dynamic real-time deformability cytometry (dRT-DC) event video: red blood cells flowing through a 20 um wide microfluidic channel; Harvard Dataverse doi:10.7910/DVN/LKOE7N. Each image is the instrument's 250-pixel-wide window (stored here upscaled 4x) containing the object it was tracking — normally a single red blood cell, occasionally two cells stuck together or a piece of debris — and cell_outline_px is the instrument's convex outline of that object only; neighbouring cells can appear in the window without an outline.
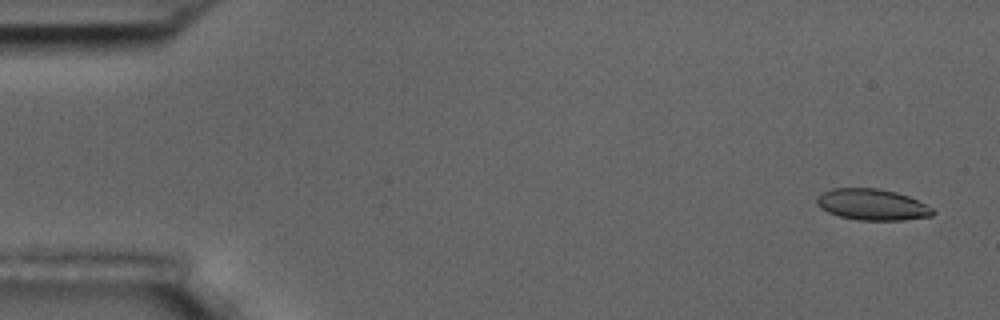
{"species": "common noctule bat (a hibernating species)", "species_latin": "Nyctalus noctula", "temperature_condition": "room temperature", "stored_images_in_passage": 4, "camera_frame_rate_fps": 3000, "um_per_image_px": 0.085, "animal": {"sex": "male", "body_mass_g": 17.5, "forearm_length_mm": 52.3}, "frame": {"image": 1, "passage_image": 1, "time_ms": 0.0, "image_size_px": [1000, 320], "cell_outline_px": [[936, 212], [932, 216], [904, 220], [856, 220], [840, 216], [828, 212], [820, 208], [816, 204], [816, 196], [832, 188], [876, 188], [896, 192], [908, 196], [932, 208]], "centroid_in_image_um": [74.11, 17.39], "position_along_channel_um": 10.9, "area_um2": 21.1}}
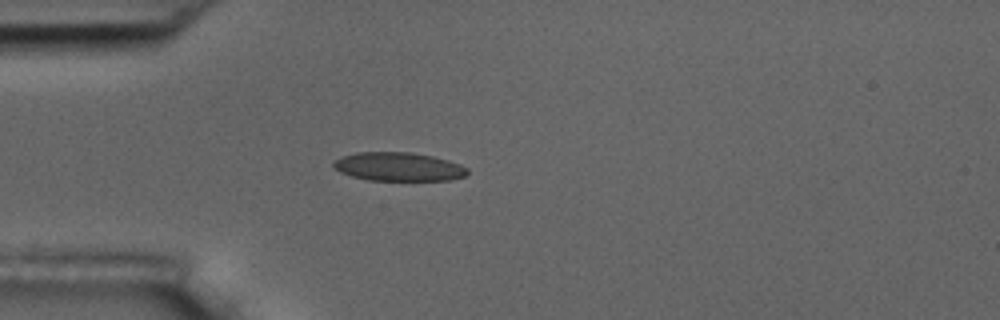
{"frame": {"image": 2, "passage_image": 4, "time_ms": 4.333, "image_size_px": [1000, 320], "cell_outline_px": [[468, 172], [464, 176], [448, 180], [368, 180], [352, 176], [340, 172], [332, 164], [340, 156], [356, 152], [408, 152], [432, 156], [448, 160], [460, 164], [468, 168]], "centroid_in_image_um": [33.87, 14.16], "position_along_channel_um": 51.1, "area_um2": 22.25}}